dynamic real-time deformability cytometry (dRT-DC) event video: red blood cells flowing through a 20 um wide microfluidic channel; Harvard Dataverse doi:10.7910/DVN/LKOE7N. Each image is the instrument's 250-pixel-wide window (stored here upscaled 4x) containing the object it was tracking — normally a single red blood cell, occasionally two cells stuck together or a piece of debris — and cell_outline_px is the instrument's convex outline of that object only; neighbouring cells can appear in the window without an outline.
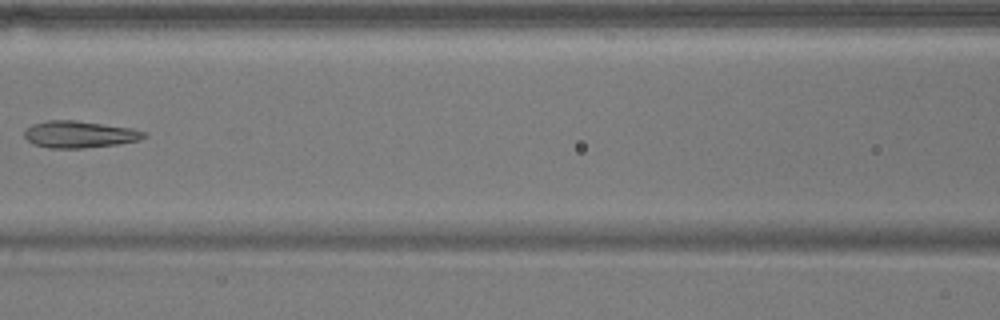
{"species": "common noctule bat (a hibernating species)", "species_latin": "Nyctalus noctula", "temperature_condition": "warm", "stored_images_in_passage": 5, "camera_frame_rate_fps": 3000, "um_per_image_px": 0.085, "animal": {"sex": "male", "body_mass_g": 17.9}, "frame": {"image": 1, "passage_image": 5, "time_ms": 4.667, "image_size_px": [1000, 320], "cell_outline_px": [[148, 136], [140, 140], [116, 144], [84, 148], [48, 148], [36, 144], [28, 140], [24, 136], [24, 132], [32, 124], [48, 120], [76, 120], [132, 128], [144, 132]], "centroid_in_image_um": [6.77, 11.41], "position_along_channel_um": 159.8, "area_um2": 18.61}}